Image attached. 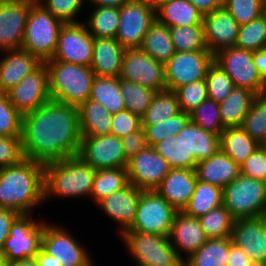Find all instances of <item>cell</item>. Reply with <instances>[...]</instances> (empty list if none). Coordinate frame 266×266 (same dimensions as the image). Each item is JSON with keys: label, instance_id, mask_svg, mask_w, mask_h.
Masks as SVG:
<instances>
[{"label": "cell", "instance_id": "8992f818", "mask_svg": "<svg viewBox=\"0 0 266 266\" xmlns=\"http://www.w3.org/2000/svg\"><path fill=\"white\" fill-rule=\"evenodd\" d=\"M223 205L237 219L266 215V182L240 174L223 188Z\"/></svg>", "mask_w": 266, "mask_h": 266}, {"label": "cell", "instance_id": "f5cc1de1", "mask_svg": "<svg viewBox=\"0 0 266 266\" xmlns=\"http://www.w3.org/2000/svg\"><path fill=\"white\" fill-rule=\"evenodd\" d=\"M55 18L63 23H79L75 20L85 0H37ZM42 2V3H41Z\"/></svg>", "mask_w": 266, "mask_h": 266}, {"label": "cell", "instance_id": "f907efd6", "mask_svg": "<svg viewBox=\"0 0 266 266\" xmlns=\"http://www.w3.org/2000/svg\"><path fill=\"white\" fill-rule=\"evenodd\" d=\"M223 6L239 25L249 23L264 14V0H224Z\"/></svg>", "mask_w": 266, "mask_h": 266}, {"label": "cell", "instance_id": "cb8c5ba5", "mask_svg": "<svg viewBox=\"0 0 266 266\" xmlns=\"http://www.w3.org/2000/svg\"><path fill=\"white\" fill-rule=\"evenodd\" d=\"M168 238L183 261L185 258L180 252L184 251L188 258L208 239L201 228L199 219L187 216L183 212L176 213Z\"/></svg>", "mask_w": 266, "mask_h": 266}, {"label": "cell", "instance_id": "d590c367", "mask_svg": "<svg viewBox=\"0 0 266 266\" xmlns=\"http://www.w3.org/2000/svg\"><path fill=\"white\" fill-rule=\"evenodd\" d=\"M231 237L207 241L184 261V266H227Z\"/></svg>", "mask_w": 266, "mask_h": 266}, {"label": "cell", "instance_id": "52a82bcc", "mask_svg": "<svg viewBox=\"0 0 266 266\" xmlns=\"http://www.w3.org/2000/svg\"><path fill=\"white\" fill-rule=\"evenodd\" d=\"M120 235L138 266H184L167 236L134 231Z\"/></svg>", "mask_w": 266, "mask_h": 266}, {"label": "cell", "instance_id": "b9f144b4", "mask_svg": "<svg viewBox=\"0 0 266 266\" xmlns=\"http://www.w3.org/2000/svg\"><path fill=\"white\" fill-rule=\"evenodd\" d=\"M120 90L125 109L142 117L151 105L157 91L120 78Z\"/></svg>", "mask_w": 266, "mask_h": 266}, {"label": "cell", "instance_id": "d6986e66", "mask_svg": "<svg viewBox=\"0 0 266 266\" xmlns=\"http://www.w3.org/2000/svg\"><path fill=\"white\" fill-rule=\"evenodd\" d=\"M36 0H0V51L20 49L29 10Z\"/></svg>", "mask_w": 266, "mask_h": 266}, {"label": "cell", "instance_id": "836d02e7", "mask_svg": "<svg viewBox=\"0 0 266 266\" xmlns=\"http://www.w3.org/2000/svg\"><path fill=\"white\" fill-rule=\"evenodd\" d=\"M221 205H223V189L198 180L194 192L182 212L187 216L199 218Z\"/></svg>", "mask_w": 266, "mask_h": 266}, {"label": "cell", "instance_id": "2e32d148", "mask_svg": "<svg viewBox=\"0 0 266 266\" xmlns=\"http://www.w3.org/2000/svg\"><path fill=\"white\" fill-rule=\"evenodd\" d=\"M74 237L62 227L45 224L41 237V249L55 257L62 266H89L91 257Z\"/></svg>", "mask_w": 266, "mask_h": 266}, {"label": "cell", "instance_id": "89a4df30", "mask_svg": "<svg viewBox=\"0 0 266 266\" xmlns=\"http://www.w3.org/2000/svg\"><path fill=\"white\" fill-rule=\"evenodd\" d=\"M264 13H266V0H264Z\"/></svg>", "mask_w": 266, "mask_h": 266}, {"label": "cell", "instance_id": "d6a6232c", "mask_svg": "<svg viewBox=\"0 0 266 266\" xmlns=\"http://www.w3.org/2000/svg\"><path fill=\"white\" fill-rule=\"evenodd\" d=\"M219 144L220 150L239 166L260 146L240 126L225 128Z\"/></svg>", "mask_w": 266, "mask_h": 266}, {"label": "cell", "instance_id": "603a6c76", "mask_svg": "<svg viewBox=\"0 0 266 266\" xmlns=\"http://www.w3.org/2000/svg\"><path fill=\"white\" fill-rule=\"evenodd\" d=\"M197 181L195 169H171L154 190L178 212H182L194 192Z\"/></svg>", "mask_w": 266, "mask_h": 266}, {"label": "cell", "instance_id": "c3c4849f", "mask_svg": "<svg viewBox=\"0 0 266 266\" xmlns=\"http://www.w3.org/2000/svg\"><path fill=\"white\" fill-rule=\"evenodd\" d=\"M205 80L208 98L216 102L225 100L235 87L232 79L215 62L209 67Z\"/></svg>", "mask_w": 266, "mask_h": 266}, {"label": "cell", "instance_id": "8fae6325", "mask_svg": "<svg viewBox=\"0 0 266 266\" xmlns=\"http://www.w3.org/2000/svg\"><path fill=\"white\" fill-rule=\"evenodd\" d=\"M218 64L232 79L235 87L245 88L256 95L263 93L265 82L253 62V51L228 47L214 54Z\"/></svg>", "mask_w": 266, "mask_h": 266}, {"label": "cell", "instance_id": "ac0fdd59", "mask_svg": "<svg viewBox=\"0 0 266 266\" xmlns=\"http://www.w3.org/2000/svg\"><path fill=\"white\" fill-rule=\"evenodd\" d=\"M126 168L128 182L142 190H154L171 170L166 159L152 146L129 159Z\"/></svg>", "mask_w": 266, "mask_h": 266}, {"label": "cell", "instance_id": "681fc988", "mask_svg": "<svg viewBox=\"0 0 266 266\" xmlns=\"http://www.w3.org/2000/svg\"><path fill=\"white\" fill-rule=\"evenodd\" d=\"M23 115L12 105L8 96L0 92V136H22Z\"/></svg>", "mask_w": 266, "mask_h": 266}, {"label": "cell", "instance_id": "9c48e42d", "mask_svg": "<svg viewBox=\"0 0 266 266\" xmlns=\"http://www.w3.org/2000/svg\"><path fill=\"white\" fill-rule=\"evenodd\" d=\"M44 222H35L30 214L19 215L11 225L1 253L7 262L34 259L41 249Z\"/></svg>", "mask_w": 266, "mask_h": 266}, {"label": "cell", "instance_id": "03108f58", "mask_svg": "<svg viewBox=\"0 0 266 266\" xmlns=\"http://www.w3.org/2000/svg\"><path fill=\"white\" fill-rule=\"evenodd\" d=\"M6 266H38L35 259H28L24 261L8 262Z\"/></svg>", "mask_w": 266, "mask_h": 266}, {"label": "cell", "instance_id": "7402d4cb", "mask_svg": "<svg viewBox=\"0 0 266 266\" xmlns=\"http://www.w3.org/2000/svg\"><path fill=\"white\" fill-rule=\"evenodd\" d=\"M142 189L128 183L121 190L116 191L96 203L119 226L120 234L128 230L135 221L137 206Z\"/></svg>", "mask_w": 266, "mask_h": 266}, {"label": "cell", "instance_id": "484cf974", "mask_svg": "<svg viewBox=\"0 0 266 266\" xmlns=\"http://www.w3.org/2000/svg\"><path fill=\"white\" fill-rule=\"evenodd\" d=\"M124 49L116 38H94L91 69L97 77H120Z\"/></svg>", "mask_w": 266, "mask_h": 266}, {"label": "cell", "instance_id": "f1b7e54d", "mask_svg": "<svg viewBox=\"0 0 266 266\" xmlns=\"http://www.w3.org/2000/svg\"><path fill=\"white\" fill-rule=\"evenodd\" d=\"M82 137L111 134L113 114L97 101L88 99L78 107Z\"/></svg>", "mask_w": 266, "mask_h": 266}, {"label": "cell", "instance_id": "74e56055", "mask_svg": "<svg viewBox=\"0 0 266 266\" xmlns=\"http://www.w3.org/2000/svg\"><path fill=\"white\" fill-rule=\"evenodd\" d=\"M152 147L157 154L166 159L171 169H196L195 156L189 155L179 137H166Z\"/></svg>", "mask_w": 266, "mask_h": 266}, {"label": "cell", "instance_id": "5bb4252c", "mask_svg": "<svg viewBox=\"0 0 266 266\" xmlns=\"http://www.w3.org/2000/svg\"><path fill=\"white\" fill-rule=\"evenodd\" d=\"M9 101L22 114L37 110L50 98L49 73L45 62L6 92Z\"/></svg>", "mask_w": 266, "mask_h": 266}, {"label": "cell", "instance_id": "3957f363", "mask_svg": "<svg viewBox=\"0 0 266 266\" xmlns=\"http://www.w3.org/2000/svg\"><path fill=\"white\" fill-rule=\"evenodd\" d=\"M95 172L96 170L79 156L45 164L44 200L51 196H90Z\"/></svg>", "mask_w": 266, "mask_h": 266}, {"label": "cell", "instance_id": "5b68a950", "mask_svg": "<svg viewBox=\"0 0 266 266\" xmlns=\"http://www.w3.org/2000/svg\"><path fill=\"white\" fill-rule=\"evenodd\" d=\"M64 24L36 0L29 10L21 48L41 62L52 59Z\"/></svg>", "mask_w": 266, "mask_h": 266}, {"label": "cell", "instance_id": "8d00e7d4", "mask_svg": "<svg viewBox=\"0 0 266 266\" xmlns=\"http://www.w3.org/2000/svg\"><path fill=\"white\" fill-rule=\"evenodd\" d=\"M179 112H181V109L176 92L169 89L160 90L141 117L142 125L157 124L177 115Z\"/></svg>", "mask_w": 266, "mask_h": 266}, {"label": "cell", "instance_id": "4fadbf2b", "mask_svg": "<svg viewBox=\"0 0 266 266\" xmlns=\"http://www.w3.org/2000/svg\"><path fill=\"white\" fill-rule=\"evenodd\" d=\"M94 38L86 23H67L62 26L52 59L66 63L91 66Z\"/></svg>", "mask_w": 266, "mask_h": 266}, {"label": "cell", "instance_id": "e7e4bbea", "mask_svg": "<svg viewBox=\"0 0 266 266\" xmlns=\"http://www.w3.org/2000/svg\"><path fill=\"white\" fill-rule=\"evenodd\" d=\"M91 4H94L95 7H113L120 8L125 3L130 0H86Z\"/></svg>", "mask_w": 266, "mask_h": 266}, {"label": "cell", "instance_id": "f35d334b", "mask_svg": "<svg viewBox=\"0 0 266 266\" xmlns=\"http://www.w3.org/2000/svg\"><path fill=\"white\" fill-rule=\"evenodd\" d=\"M128 183L126 167L96 170L90 197L97 203L102 198L121 190Z\"/></svg>", "mask_w": 266, "mask_h": 266}, {"label": "cell", "instance_id": "6da1fadb", "mask_svg": "<svg viewBox=\"0 0 266 266\" xmlns=\"http://www.w3.org/2000/svg\"><path fill=\"white\" fill-rule=\"evenodd\" d=\"M81 139L76 106L50 100L23 115L22 148L26 159L45 165L78 156Z\"/></svg>", "mask_w": 266, "mask_h": 266}, {"label": "cell", "instance_id": "2644e50d", "mask_svg": "<svg viewBox=\"0 0 266 266\" xmlns=\"http://www.w3.org/2000/svg\"><path fill=\"white\" fill-rule=\"evenodd\" d=\"M263 93L266 95V82H265V87Z\"/></svg>", "mask_w": 266, "mask_h": 266}, {"label": "cell", "instance_id": "e0dca14e", "mask_svg": "<svg viewBox=\"0 0 266 266\" xmlns=\"http://www.w3.org/2000/svg\"><path fill=\"white\" fill-rule=\"evenodd\" d=\"M120 78L157 92L166 89L164 64L141 49H126Z\"/></svg>", "mask_w": 266, "mask_h": 266}, {"label": "cell", "instance_id": "4316f807", "mask_svg": "<svg viewBox=\"0 0 266 266\" xmlns=\"http://www.w3.org/2000/svg\"><path fill=\"white\" fill-rule=\"evenodd\" d=\"M195 170L200 182L222 189L240 175V166L220 149L208 159L198 162Z\"/></svg>", "mask_w": 266, "mask_h": 266}, {"label": "cell", "instance_id": "6125c7cd", "mask_svg": "<svg viewBox=\"0 0 266 266\" xmlns=\"http://www.w3.org/2000/svg\"><path fill=\"white\" fill-rule=\"evenodd\" d=\"M253 62L258 69L262 80L266 82V48L253 51Z\"/></svg>", "mask_w": 266, "mask_h": 266}, {"label": "cell", "instance_id": "277c9868", "mask_svg": "<svg viewBox=\"0 0 266 266\" xmlns=\"http://www.w3.org/2000/svg\"><path fill=\"white\" fill-rule=\"evenodd\" d=\"M51 100L79 107L90 97L95 74L91 66L45 61Z\"/></svg>", "mask_w": 266, "mask_h": 266}, {"label": "cell", "instance_id": "94428289", "mask_svg": "<svg viewBox=\"0 0 266 266\" xmlns=\"http://www.w3.org/2000/svg\"><path fill=\"white\" fill-rule=\"evenodd\" d=\"M197 10L205 15L211 13L215 9L223 7L224 0H188Z\"/></svg>", "mask_w": 266, "mask_h": 266}, {"label": "cell", "instance_id": "83f0119b", "mask_svg": "<svg viewBox=\"0 0 266 266\" xmlns=\"http://www.w3.org/2000/svg\"><path fill=\"white\" fill-rule=\"evenodd\" d=\"M176 136L180 138L189 155L195 156L197 163L208 159L220 149V136L191 121Z\"/></svg>", "mask_w": 266, "mask_h": 266}, {"label": "cell", "instance_id": "9a60e30c", "mask_svg": "<svg viewBox=\"0 0 266 266\" xmlns=\"http://www.w3.org/2000/svg\"><path fill=\"white\" fill-rule=\"evenodd\" d=\"M78 156L95 170L127 167L121 138L109 134L82 137Z\"/></svg>", "mask_w": 266, "mask_h": 266}, {"label": "cell", "instance_id": "7dc6e473", "mask_svg": "<svg viewBox=\"0 0 266 266\" xmlns=\"http://www.w3.org/2000/svg\"><path fill=\"white\" fill-rule=\"evenodd\" d=\"M189 121V113L181 111L165 121L154 125H142V128L146 133L150 146H153L166 137H175Z\"/></svg>", "mask_w": 266, "mask_h": 266}, {"label": "cell", "instance_id": "91938a15", "mask_svg": "<svg viewBox=\"0 0 266 266\" xmlns=\"http://www.w3.org/2000/svg\"><path fill=\"white\" fill-rule=\"evenodd\" d=\"M227 259V266H258L247 257L241 248L233 243L230 244Z\"/></svg>", "mask_w": 266, "mask_h": 266}, {"label": "cell", "instance_id": "ffe728a7", "mask_svg": "<svg viewBox=\"0 0 266 266\" xmlns=\"http://www.w3.org/2000/svg\"><path fill=\"white\" fill-rule=\"evenodd\" d=\"M231 239L251 261L266 266V215L235 220Z\"/></svg>", "mask_w": 266, "mask_h": 266}, {"label": "cell", "instance_id": "e575fe53", "mask_svg": "<svg viewBox=\"0 0 266 266\" xmlns=\"http://www.w3.org/2000/svg\"><path fill=\"white\" fill-rule=\"evenodd\" d=\"M89 99L97 101L112 114L125 110L124 98L120 90V77L95 76Z\"/></svg>", "mask_w": 266, "mask_h": 266}, {"label": "cell", "instance_id": "db71d44e", "mask_svg": "<svg viewBox=\"0 0 266 266\" xmlns=\"http://www.w3.org/2000/svg\"><path fill=\"white\" fill-rule=\"evenodd\" d=\"M24 158L22 136H0V168L16 165Z\"/></svg>", "mask_w": 266, "mask_h": 266}, {"label": "cell", "instance_id": "816d5d0a", "mask_svg": "<svg viewBox=\"0 0 266 266\" xmlns=\"http://www.w3.org/2000/svg\"><path fill=\"white\" fill-rule=\"evenodd\" d=\"M181 111L191 113L208 98L206 80L191 82L174 90Z\"/></svg>", "mask_w": 266, "mask_h": 266}, {"label": "cell", "instance_id": "d4e9b609", "mask_svg": "<svg viewBox=\"0 0 266 266\" xmlns=\"http://www.w3.org/2000/svg\"><path fill=\"white\" fill-rule=\"evenodd\" d=\"M0 59V92H8L42 62L22 48L3 51Z\"/></svg>", "mask_w": 266, "mask_h": 266}, {"label": "cell", "instance_id": "60d3db41", "mask_svg": "<svg viewBox=\"0 0 266 266\" xmlns=\"http://www.w3.org/2000/svg\"><path fill=\"white\" fill-rule=\"evenodd\" d=\"M198 219L208 239L228 238L232 236L235 219L224 205L212 209Z\"/></svg>", "mask_w": 266, "mask_h": 266}, {"label": "cell", "instance_id": "ab89813d", "mask_svg": "<svg viewBox=\"0 0 266 266\" xmlns=\"http://www.w3.org/2000/svg\"><path fill=\"white\" fill-rule=\"evenodd\" d=\"M86 23L93 38H116L119 26V8L95 7Z\"/></svg>", "mask_w": 266, "mask_h": 266}, {"label": "cell", "instance_id": "7bdbcfd3", "mask_svg": "<svg viewBox=\"0 0 266 266\" xmlns=\"http://www.w3.org/2000/svg\"><path fill=\"white\" fill-rule=\"evenodd\" d=\"M240 127L260 145L266 144V95L264 93L255 96Z\"/></svg>", "mask_w": 266, "mask_h": 266}, {"label": "cell", "instance_id": "1f68e13d", "mask_svg": "<svg viewBox=\"0 0 266 266\" xmlns=\"http://www.w3.org/2000/svg\"><path fill=\"white\" fill-rule=\"evenodd\" d=\"M140 49L156 61L168 62L176 53L170 27L156 19L145 34Z\"/></svg>", "mask_w": 266, "mask_h": 266}, {"label": "cell", "instance_id": "f6af8a7d", "mask_svg": "<svg viewBox=\"0 0 266 266\" xmlns=\"http://www.w3.org/2000/svg\"><path fill=\"white\" fill-rule=\"evenodd\" d=\"M170 33L172 43L178 52L208 50L203 25L171 27Z\"/></svg>", "mask_w": 266, "mask_h": 266}, {"label": "cell", "instance_id": "ba28073f", "mask_svg": "<svg viewBox=\"0 0 266 266\" xmlns=\"http://www.w3.org/2000/svg\"><path fill=\"white\" fill-rule=\"evenodd\" d=\"M178 211L155 190H142L135 221L126 231L169 236Z\"/></svg>", "mask_w": 266, "mask_h": 266}, {"label": "cell", "instance_id": "f546056e", "mask_svg": "<svg viewBox=\"0 0 266 266\" xmlns=\"http://www.w3.org/2000/svg\"><path fill=\"white\" fill-rule=\"evenodd\" d=\"M156 19L170 28L203 25V14L188 0H166L156 9Z\"/></svg>", "mask_w": 266, "mask_h": 266}, {"label": "cell", "instance_id": "680465c9", "mask_svg": "<svg viewBox=\"0 0 266 266\" xmlns=\"http://www.w3.org/2000/svg\"><path fill=\"white\" fill-rule=\"evenodd\" d=\"M18 216L14 211L0 208V252L9 236L11 225Z\"/></svg>", "mask_w": 266, "mask_h": 266}, {"label": "cell", "instance_id": "7a4b0ae2", "mask_svg": "<svg viewBox=\"0 0 266 266\" xmlns=\"http://www.w3.org/2000/svg\"><path fill=\"white\" fill-rule=\"evenodd\" d=\"M44 165L24 158L16 165L0 168V208L30 214L44 201Z\"/></svg>", "mask_w": 266, "mask_h": 266}, {"label": "cell", "instance_id": "44dd1931", "mask_svg": "<svg viewBox=\"0 0 266 266\" xmlns=\"http://www.w3.org/2000/svg\"><path fill=\"white\" fill-rule=\"evenodd\" d=\"M203 27L205 44L212 54L236 45L240 25L224 6L203 15Z\"/></svg>", "mask_w": 266, "mask_h": 266}, {"label": "cell", "instance_id": "bcb514c9", "mask_svg": "<svg viewBox=\"0 0 266 266\" xmlns=\"http://www.w3.org/2000/svg\"><path fill=\"white\" fill-rule=\"evenodd\" d=\"M189 115L191 122L218 136L225 129L220 117L219 102L213 99L207 98L195 110L189 113Z\"/></svg>", "mask_w": 266, "mask_h": 266}, {"label": "cell", "instance_id": "a7ac6f4b", "mask_svg": "<svg viewBox=\"0 0 266 266\" xmlns=\"http://www.w3.org/2000/svg\"><path fill=\"white\" fill-rule=\"evenodd\" d=\"M7 260L5 256L0 252V266H6L7 265Z\"/></svg>", "mask_w": 266, "mask_h": 266}, {"label": "cell", "instance_id": "be15d7a7", "mask_svg": "<svg viewBox=\"0 0 266 266\" xmlns=\"http://www.w3.org/2000/svg\"><path fill=\"white\" fill-rule=\"evenodd\" d=\"M34 259L38 266H62L55 257L48 255L42 249L39 250Z\"/></svg>", "mask_w": 266, "mask_h": 266}, {"label": "cell", "instance_id": "ee69618b", "mask_svg": "<svg viewBox=\"0 0 266 266\" xmlns=\"http://www.w3.org/2000/svg\"><path fill=\"white\" fill-rule=\"evenodd\" d=\"M235 47L250 51L266 48V13L240 25Z\"/></svg>", "mask_w": 266, "mask_h": 266}, {"label": "cell", "instance_id": "11a10c76", "mask_svg": "<svg viewBox=\"0 0 266 266\" xmlns=\"http://www.w3.org/2000/svg\"><path fill=\"white\" fill-rule=\"evenodd\" d=\"M240 174L266 182V146L260 145L241 165Z\"/></svg>", "mask_w": 266, "mask_h": 266}, {"label": "cell", "instance_id": "9f6ffc18", "mask_svg": "<svg viewBox=\"0 0 266 266\" xmlns=\"http://www.w3.org/2000/svg\"><path fill=\"white\" fill-rule=\"evenodd\" d=\"M142 128L141 117L131 113L129 110H122L113 114L111 122V134L119 138Z\"/></svg>", "mask_w": 266, "mask_h": 266}, {"label": "cell", "instance_id": "6f0895ef", "mask_svg": "<svg viewBox=\"0 0 266 266\" xmlns=\"http://www.w3.org/2000/svg\"><path fill=\"white\" fill-rule=\"evenodd\" d=\"M121 141L127 160L131 159L139 151L150 147L143 128L129 133L127 136L121 138Z\"/></svg>", "mask_w": 266, "mask_h": 266}, {"label": "cell", "instance_id": "30bf717a", "mask_svg": "<svg viewBox=\"0 0 266 266\" xmlns=\"http://www.w3.org/2000/svg\"><path fill=\"white\" fill-rule=\"evenodd\" d=\"M214 62V54L209 50L176 51L164 64L166 89L175 90L191 82L205 80L209 67Z\"/></svg>", "mask_w": 266, "mask_h": 266}, {"label": "cell", "instance_id": "4dcf8cb0", "mask_svg": "<svg viewBox=\"0 0 266 266\" xmlns=\"http://www.w3.org/2000/svg\"><path fill=\"white\" fill-rule=\"evenodd\" d=\"M256 94L248 89L234 87L225 100L219 102L224 128L239 127L248 114Z\"/></svg>", "mask_w": 266, "mask_h": 266}, {"label": "cell", "instance_id": "003e7915", "mask_svg": "<svg viewBox=\"0 0 266 266\" xmlns=\"http://www.w3.org/2000/svg\"><path fill=\"white\" fill-rule=\"evenodd\" d=\"M139 1L141 3H144L152 8H154L155 10L160 7L166 0H136Z\"/></svg>", "mask_w": 266, "mask_h": 266}, {"label": "cell", "instance_id": "7c38bea8", "mask_svg": "<svg viewBox=\"0 0 266 266\" xmlns=\"http://www.w3.org/2000/svg\"><path fill=\"white\" fill-rule=\"evenodd\" d=\"M155 20L154 8L130 0L119 8L117 41L124 49H140L145 34Z\"/></svg>", "mask_w": 266, "mask_h": 266}]
</instances>
